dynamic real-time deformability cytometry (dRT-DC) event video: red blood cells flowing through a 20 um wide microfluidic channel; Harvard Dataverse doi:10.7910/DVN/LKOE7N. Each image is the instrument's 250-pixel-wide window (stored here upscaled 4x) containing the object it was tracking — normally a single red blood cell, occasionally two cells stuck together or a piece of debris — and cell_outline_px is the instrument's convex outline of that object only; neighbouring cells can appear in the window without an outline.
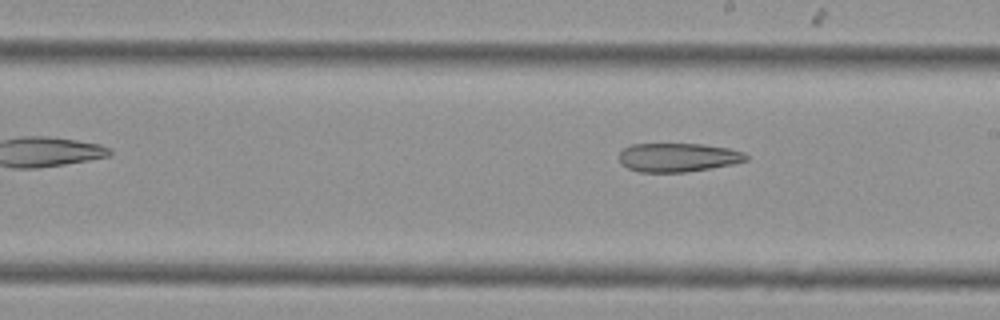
{"species": "Egyptian fruit bat (a non-hibernating species)", "species_latin": "Rousettus aegyptiacus", "temperature_condition": "cold", "stored_images_in_passage": 14, "camera_frame_rate_fps": 3000, "um_per_image_px": 0.085, "animal": {"sex": "female"}, "frame": {"image": 1, "passage_image": 14, "time_ms": 4.333, "image_size_px": [1000, 320], "cell_outline_px": [[748, 160], [732, 164], [712, 168], [684, 172], [640, 172], [628, 168], [620, 164], [620, 152], [624, 148], [632, 144], [704, 144], [728, 148], [744, 152], [748, 156]], "centroid_in_image_um": [57.64, 13.38], "position_along_channel_um": 231.4, "area_um2": 21.33}}